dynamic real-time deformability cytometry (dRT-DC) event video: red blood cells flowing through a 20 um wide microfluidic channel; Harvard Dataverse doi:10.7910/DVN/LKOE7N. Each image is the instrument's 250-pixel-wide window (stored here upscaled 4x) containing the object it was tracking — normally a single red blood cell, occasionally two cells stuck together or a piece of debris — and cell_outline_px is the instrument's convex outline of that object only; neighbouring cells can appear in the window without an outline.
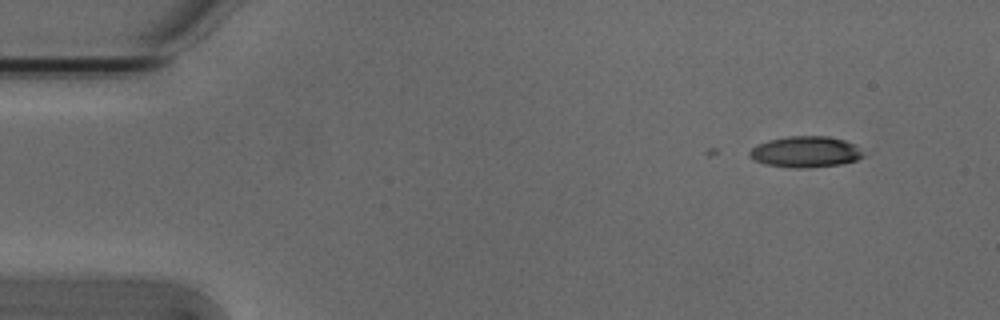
{"species": "Egyptian fruit bat (a non-hibernating species)", "species_latin": "Rousettus aegyptiacus", "temperature_condition": "cold", "stored_images_in_passage": 3, "camera_frame_rate_fps": 3000, "um_per_image_px": 0.085, "animal": {"sex": "male"}, "frame": {"image": 1, "passage_image": 1, "time_ms": 0.0, "image_size_px": [1000, 320], "cell_outline_px": [[864, 156], [856, 160], [840, 164], [804, 168], [796, 168], [768, 164], [756, 160], [748, 156], [748, 152], [756, 144], [768, 140], [788, 136], [828, 136], [844, 140], [856, 144], [864, 152]], "centroid_in_image_um": [68.49, 12.89], "position_along_channel_um": 16.5, "area_um2": 20.58}}